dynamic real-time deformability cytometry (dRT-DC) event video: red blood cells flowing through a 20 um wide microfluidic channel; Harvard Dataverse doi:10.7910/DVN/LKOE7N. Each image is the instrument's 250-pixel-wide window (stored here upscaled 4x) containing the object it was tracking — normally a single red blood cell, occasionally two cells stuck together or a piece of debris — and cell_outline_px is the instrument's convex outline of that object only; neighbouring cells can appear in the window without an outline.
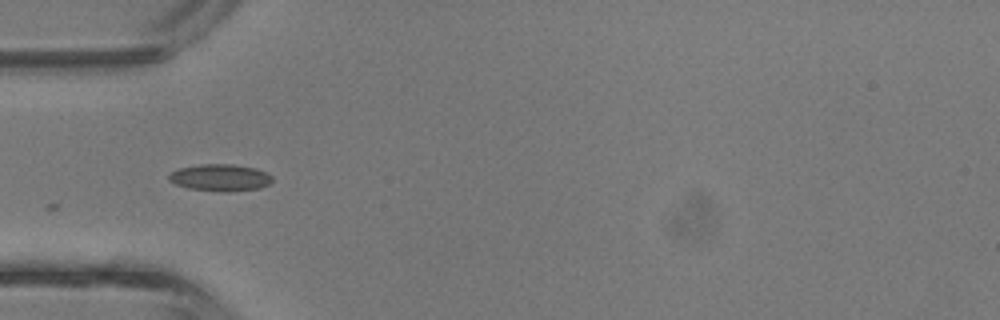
{"species": "common noctule bat (a hibernating species)", "species_latin": "Nyctalus noctula", "temperature_condition": "room temperature", "stored_images_in_passage": 5, "camera_frame_rate_fps": 3000, "um_per_image_px": 0.085, "animal": {"sex": "male", "body_mass_g": 13.3}, "frame": {"image": 1, "passage_image": 4, "time_ms": 1.0, "image_size_px": [1000, 320], "cell_outline_px": [[272, 180], [268, 184], [260, 188], [228, 192], [224, 192], [188, 188], [176, 184], [168, 180], [168, 176], [172, 172], [180, 168], [200, 164], [236, 164], [256, 168], [268, 172], [272, 176]], "centroid_in_image_um": [18.75, 15.09], "position_along_channel_um": 66.3, "area_um2": 16.3}}
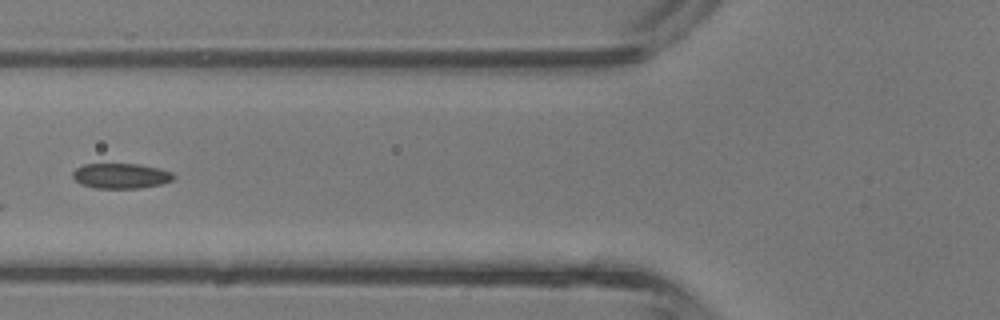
{"frame": {"image": 2, "passage_image": 5, "time_ms": 1.333, "image_size_px": [1000, 320], "cell_outline_px": [[176, 176], [172, 180], [160, 184], [140, 188], [96, 188], [80, 184], [72, 176], [72, 172], [76, 168], [84, 164], [140, 164], [160, 168], [172, 172]], "centroid_in_image_um": [10.28, 14.94], "position_along_channel_um": 115.5, "area_um2": 14.85}}